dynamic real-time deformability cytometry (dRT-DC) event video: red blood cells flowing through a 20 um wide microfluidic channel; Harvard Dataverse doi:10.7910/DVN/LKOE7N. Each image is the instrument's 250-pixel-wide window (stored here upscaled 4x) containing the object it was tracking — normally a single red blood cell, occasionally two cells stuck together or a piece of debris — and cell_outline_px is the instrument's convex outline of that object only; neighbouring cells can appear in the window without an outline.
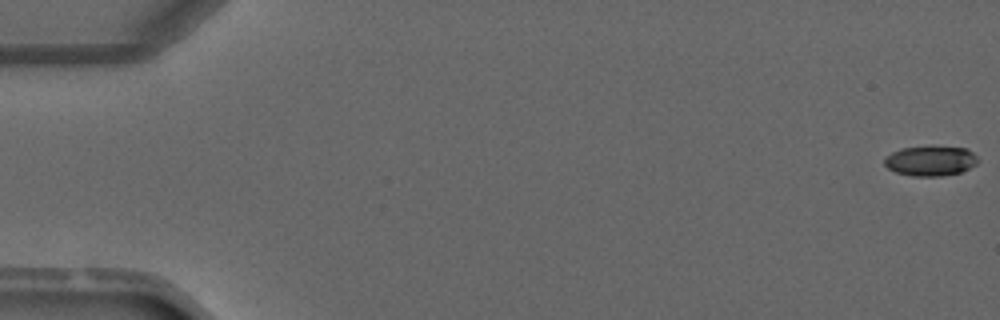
{"species": "common noctule bat (a hibernating species)", "species_latin": "Nyctalus noctula", "temperature_condition": "warm", "stored_images_in_passage": 5, "segment_of_instrument_passage": [1, 2], "camera_frame_rate_fps": 3000, "um_per_image_px": 0.085, "animal": {"sex": "male", "forearm_length_mm": 52.5}, "frame": {"image": 1, "passage_image": 1, "time_ms": 0.0, "image_size_px": [1000, 320], "cell_outline_px": [[980, 160], [976, 164], [960, 172], [940, 176], [912, 176], [896, 172], [888, 168], [884, 164], [884, 156], [900, 148], [968, 148]], "centroid_in_image_um": [79.07, 13.69], "position_along_channel_um": 5.9, "area_um2": 15.95}}
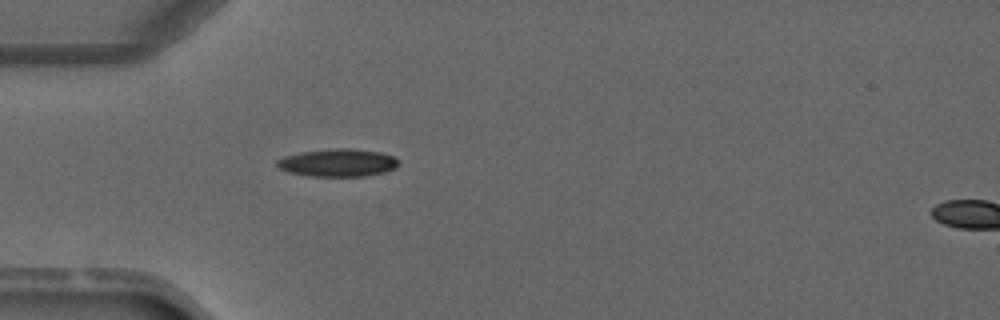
{"frame": {"image": 2, "passage_image": 4, "time_ms": 4.333, "image_size_px": [1000, 320], "cell_outline_px": [[400, 164], [396, 168], [384, 172], [364, 176], [308, 176], [288, 172], [280, 168], [276, 164], [276, 160], [284, 156], [300, 152], [336, 148], [352, 148], [380, 152], [392, 156]], "centroid_in_image_um": [28.7, 13.83], "position_along_channel_um": 56.3, "area_um2": 19.65}}